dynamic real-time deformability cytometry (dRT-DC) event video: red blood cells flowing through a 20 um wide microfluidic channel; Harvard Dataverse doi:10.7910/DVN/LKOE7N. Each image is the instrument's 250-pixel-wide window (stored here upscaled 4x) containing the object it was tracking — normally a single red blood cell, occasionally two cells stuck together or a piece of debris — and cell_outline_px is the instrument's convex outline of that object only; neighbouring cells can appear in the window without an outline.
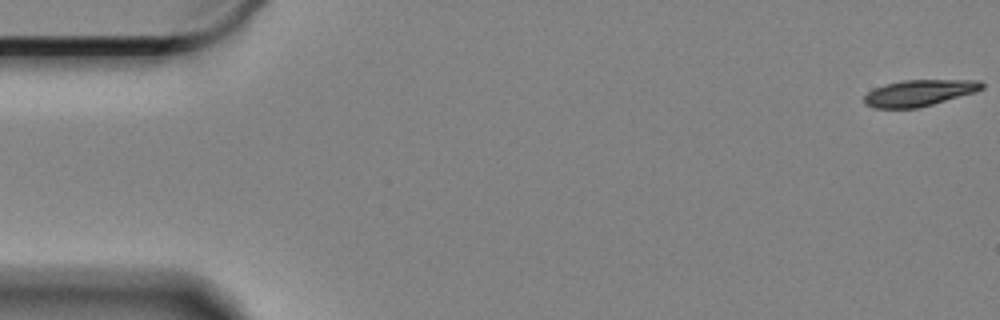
{"species": "Egyptian fruit bat (a non-hibernating species)", "species_latin": "Rousettus aegyptiacus", "temperature_condition": "cold", "stored_images_in_passage": 11, "camera_frame_rate_fps": 3000, "um_per_image_px": 0.085, "animal": {"sex": "female"}, "frame": {"image": 1, "passage_image": 1, "time_ms": 0.0, "image_size_px": [1000, 320], "cell_outline_px": [[984, 88], [976, 92], [932, 104], [916, 108], [872, 108], [864, 104], [864, 96], [868, 92], [884, 84], [904, 80], [980, 80], [984, 84]], "centroid_in_image_um": [78.13, 7.9], "position_along_channel_um": 6.9, "area_um2": 18.03}}